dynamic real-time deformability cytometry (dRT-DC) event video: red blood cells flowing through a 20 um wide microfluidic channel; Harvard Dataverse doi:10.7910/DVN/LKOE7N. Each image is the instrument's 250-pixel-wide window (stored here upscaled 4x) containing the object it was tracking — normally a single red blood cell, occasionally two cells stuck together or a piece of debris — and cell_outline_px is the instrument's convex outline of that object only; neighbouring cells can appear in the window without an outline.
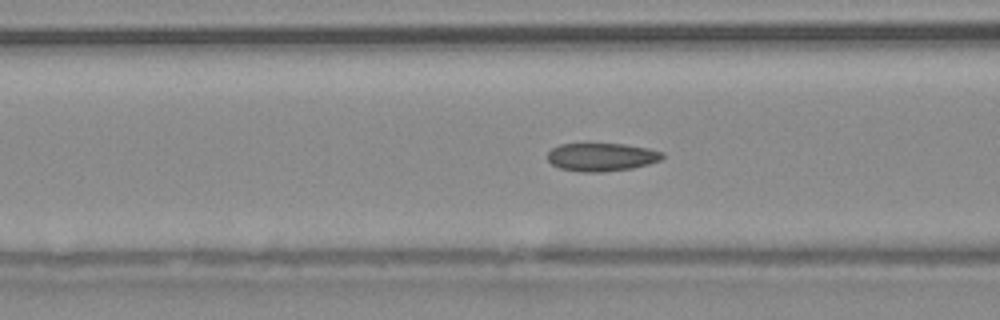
{"species": "common noctule bat (a hibernating species)", "species_latin": "Nyctalus noctula", "temperature_condition": "warm", "stored_images_in_passage": 39, "camera_frame_rate_fps": 3000, "um_per_image_px": 0.085, "animal": {"sex": "male", "body_mass_g": 20.4}, "frame": {"image": 1, "passage_image": 14, "time_ms": 4.333, "image_size_px": [1000, 320], "cell_outline_px": [[664, 156], [660, 160], [648, 164], [632, 168], [604, 172], [580, 172], [560, 168], [552, 164], [548, 160], [548, 152], [552, 148], [560, 144], [624, 144], [648, 148], [664, 152]], "centroid_in_image_um": [51.14, 13.35], "position_along_channel_um": 115.5, "area_um2": 18.84}}
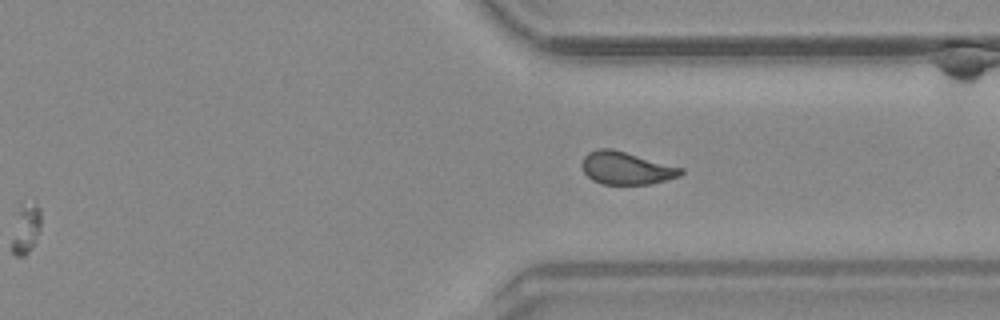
{"frame": {"image": 2, "passage_image": 33, "time_ms": 10.667, "image_size_px": [1000, 320], "cell_outline_px": [[684, 172], [680, 176], [648, 184], [600, 184], [592, 180], [584, 172], [580, 164], [584, 156], [588, 152], [600, 148], [612, 148], [684, 168]], "centroid_in_image_um": [53.21, 14.28], "position_along_channel_um": 358.2, "area_um2": 18.9}}
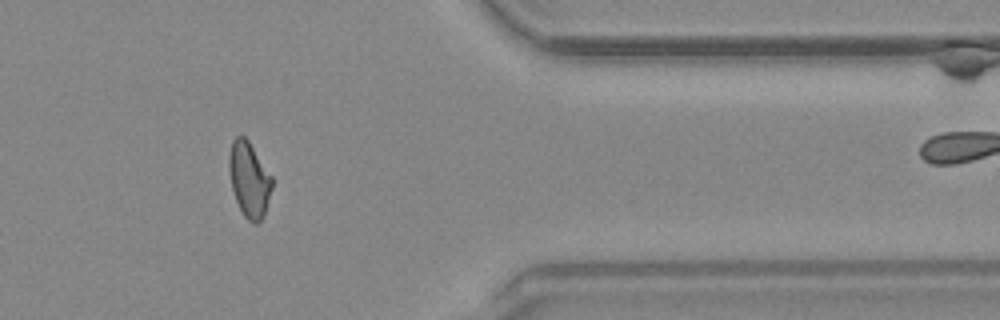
{"frame": {"image": 3, "passage_image": 37, "time_ms": 12.0, "image_size_px": [1000, 320], "cell_outline_px": [[272, 188], [264, 216], [256, 224], [252, 224], [244, 216], [236, 200], [232, 188], [228, 168], [228, 156], [232, 140], [236, 136], [244, 136], [248, 140], [272, 176]], "centroid_in_image_um": [21.17, 15.26], "position_along_channel_um": 390.2, "area_um2": 18.84}, "authors_computed_cell_mechanics": {"area_um2": 19.0162, "velocity_mm_per_s": 3.8277, "shape_relaxation_time_tau1_ms": null, "shape_relaxation_time_tau2_ms": 2.1347, "deformation_change_tau1": null, "deformation_change_tau2": 0.0618}}